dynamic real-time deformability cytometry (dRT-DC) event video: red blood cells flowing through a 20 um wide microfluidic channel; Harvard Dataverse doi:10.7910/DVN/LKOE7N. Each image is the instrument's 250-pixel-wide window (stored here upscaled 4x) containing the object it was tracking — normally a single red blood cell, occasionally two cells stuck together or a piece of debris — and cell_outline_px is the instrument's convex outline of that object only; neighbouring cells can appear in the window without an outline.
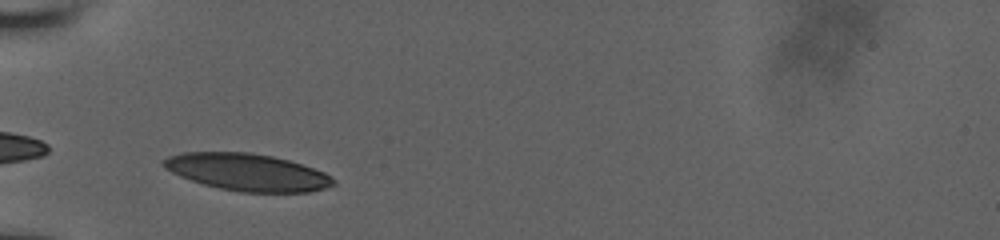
{"species": "human", "species_latin": "Homo sapiens", "temperature_condition": "room temperature", "stored_images_in_passage": 3, "camera_frame_rate_fps": 3000, "um_per_image_px": 0.085, "donor": {"sex": "male"}, "frame": {"image": 1, "passage_image": 2, "time_ms": 1.0, "image_size_px": [1000, 240], "cell_outline_px": [[336, 184], [324, 188], [308, 192], [240, 192], [220, 188], [204, 184], [180, 176], [164, 168], [160, 164], [160, 160], [168, 156], [184, 152], [248, 152], [272, 156], [288, 160], [324, 172], [336, 180]], "centroid_in_image_um": [20.99, 14.63], "position_along_channel_um": 64.0, "area_um2": 36.65}}
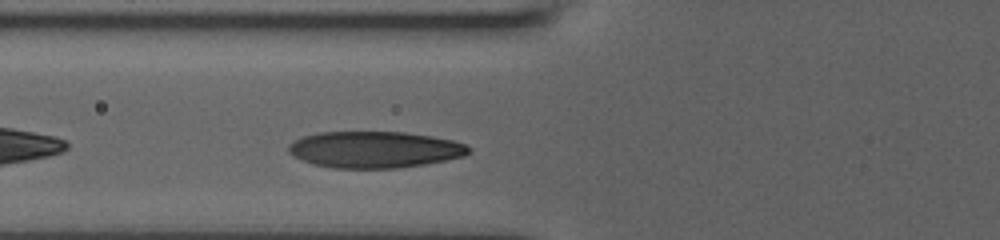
{"frame": {"image": 2, "passage_image": 3, "time_ms": 2.0, "image_size_px": [1000, 240], "cell_outline_px": [[472, 152], [464, 156], [424, 164], [396, 168], [332, 168], [312, 164], [300, 160], [292, 156], [288, 152], [288, 144], [304, 136], [320, 132], [404, 132], [432, 136], [452, 140], [464, 144], [472, 148]], "centroid_in_image_um": [31.82, 12.72], "position_along_channel_um": 94.0, "area_um2": 38.44}}